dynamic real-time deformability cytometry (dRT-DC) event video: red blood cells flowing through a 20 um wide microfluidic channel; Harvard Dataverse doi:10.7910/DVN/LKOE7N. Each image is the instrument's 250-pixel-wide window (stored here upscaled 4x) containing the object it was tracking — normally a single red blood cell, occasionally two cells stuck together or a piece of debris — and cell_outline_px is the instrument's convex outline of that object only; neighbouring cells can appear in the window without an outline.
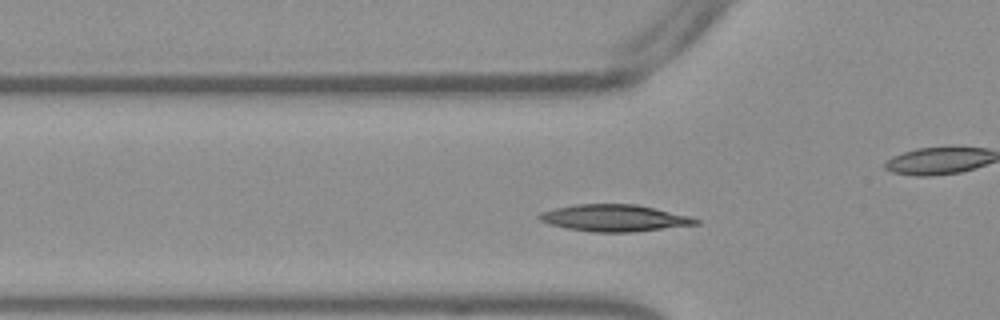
{"species": "Egyptian fruit bat (a non-hibernating species)", "species_latin": "Rousettus aegyptiacus", "temperature_condition": "warm", "stored_images_in_passage": 36, "camera_frame_rate_fps": 3000, "um_per_image_px": 0.085, "frame": {"image": 1, "passage_image": 7, "time_ms": 2.0, "image_size_px": [1000, 320], "cell_outline_px": [[700, 224], [636, 232], [592, 232], [568, 228], [548, 224], [540, 220], [536, 216], [540, 212], [556, 208], [576, 204], [636, 204], [692, 216], [700, 220]], "centroid_in_image_um": [52.26, 18.53], "position_along_channel_um": 73.5, "area_um2": 24.62}}
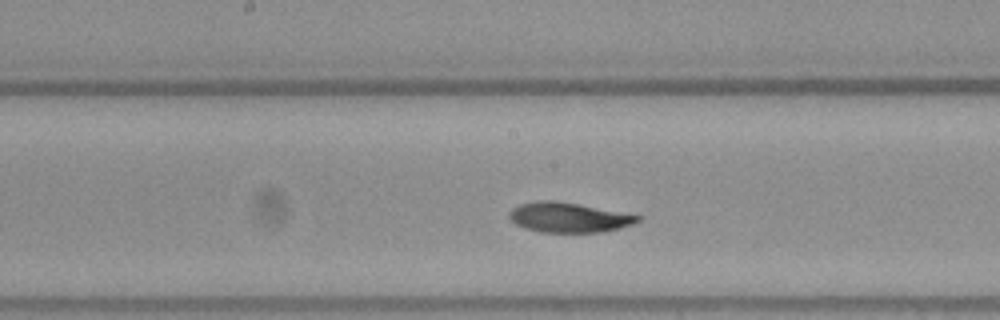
{"frame": {"image": 2, "passage_image": 17, "time_ms": 5.333, "image_size_px": [1000, 320], "cell_outline_px": [[640, 220], [632, 224], [620, 228], [604, 232], [540, 232], [524, 228], [516, 224], [508, 216], [508, 212], [512, 208], [520, 204], [536, 200], [556, 200], [580, 204], [640, 216]], "centroid_in_image_um": [48.29, 18.47], "position_along_channel_um": 199.9, "area_um2": 22.37}}
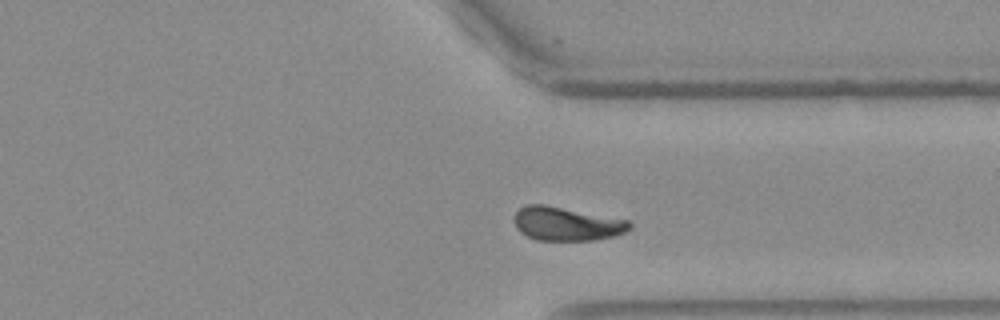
{"frame": {"image": 3, "passage_image": 30, "time_ms": 9.667, "image_size_px": [1000, 320], "cell_outline_px": [[632, 228], [624, 232], [612, 236], [592, 240], [536, 240], [520, 232], [516, 228], [516, 212], [520, 208], [528, 204], [544, 204], [628, 220], [632, 224]], "centroid_in_image_um": [48.16, 19.02], "position_along_channel_um": 363.2, "area_um2": 22.37}, "authors_computed_cell_mechanics": {"area_um2": 22.7732, "velocity_mm_per_s": 3.7679, "shape_relaxation_time_tau1_ms": 3.824, "shape_relaxation_time_tau2_ms": 6.2403, "deformation_change_tau1": 0.1412, "deformation_change_tau2": 0.0985}}